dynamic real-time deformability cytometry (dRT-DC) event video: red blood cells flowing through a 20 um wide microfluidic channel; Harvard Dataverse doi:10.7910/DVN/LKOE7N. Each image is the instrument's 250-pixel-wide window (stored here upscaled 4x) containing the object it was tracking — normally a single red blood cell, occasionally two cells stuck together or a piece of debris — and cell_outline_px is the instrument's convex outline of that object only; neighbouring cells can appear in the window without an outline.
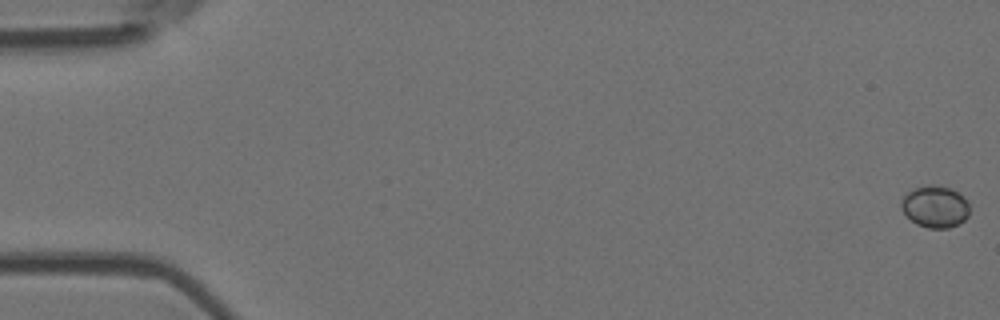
{"species": "Egyptian fruit bat (a non-hibernating species)", "species_latin": "Rousettus aegyptiacus", "temperature_condition": "room temperature", "stored_images_in_passage": 8, "camera_frame_rate_fps": 3000, "um_per_image_px": 0.085, "animal": {"sex": "female"}, "frame": {"image": 1, "passage_image": 1, "time_ms": 0.0, "image_size_px": [1000, 320], "cell_outline_px": [[968, 216], [964, 220], [948, 228], [928, 228], [916, 224], [904, 212], [900, 204], [900, 200], [908, 192], [924, 184], [932, 184], [952, 188], [968, 204]], "centroid_in_image_um": [79.45, 17.55], "position_along_channel_um": 5.6, "area_um2": 16.42}}
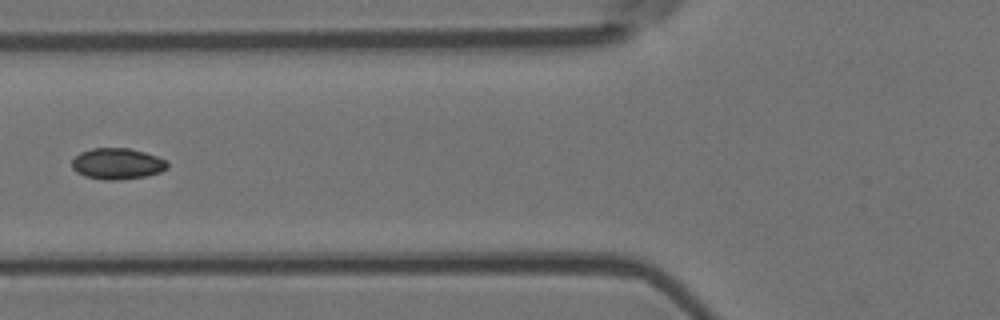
{"frame": {"image": 2, "passage_image": 7, "time_ms": 2.0, "image_size_px": [1000, 320], "cell_outline_px": [[168, 168], [160, 172], [148, 176], [120, 180], [104, 180], [84, 176], [76, 172], [72, 168], [72, 160], [80, 152], [92, 148], [128, 148], [144, 152], [168, 160]], "centroid_in_image_um": [9.98, 13.92], "position_along_channel_um": 115.8, "area_um2": 17.51}}
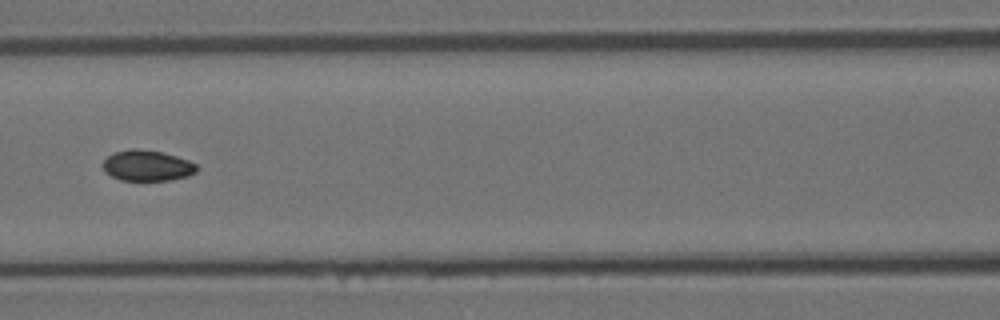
{"frame": {"image": 3, "passage_image": 8, "time_ms": 2.333, "image_size_px": [1000, 320], "cell_outline_px": [[200, 168], [196, 172], [188, 176], [172, 180], [120, 180], [104, 172], [104, 160], [108, 156], [116, 152], [132, 148], [136, 148], [160, 152], [176, 156], [188, 160], [196, 164]], "centroid_in_image_um": [12.54, 14.08], "position_along_channel_um": 154.1, "area_um2": 16.76}}